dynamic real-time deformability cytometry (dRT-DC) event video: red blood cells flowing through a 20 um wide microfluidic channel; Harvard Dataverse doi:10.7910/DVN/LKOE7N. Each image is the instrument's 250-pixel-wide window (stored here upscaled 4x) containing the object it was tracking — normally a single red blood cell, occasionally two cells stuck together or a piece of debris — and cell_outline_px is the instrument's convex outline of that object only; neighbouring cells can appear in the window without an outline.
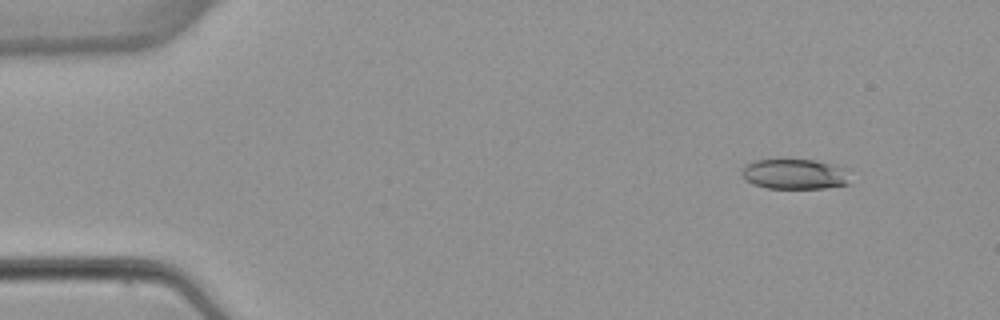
{"species": "common noctule bat (a hibernating species)", "species_latin": "Nyctalus noctula", "temperature_condition": "warm", "stored_images_in_passage": 7, "camera_frame_rate_fps": 3000, "um_per_image_px": 0.085, "animal": {"sex": "female", "body_mass_g": 22.7, "forearm_length_mm": 54.2}, "frame": {"image": 1, "passage_image": 2, "time_ms": 1.667, "image_size_px": [1000, 320], "cell_outline_px": [[848, 184], [824, 188], [768, 188], [752, 184], [740, 172], [744, 164], [756, 160], [816, 160], [848, 168]], "centroid_in_image_um": [67.56, 14.79], "position_along_channel_um": 17.4, "area_um2": 19.07}}
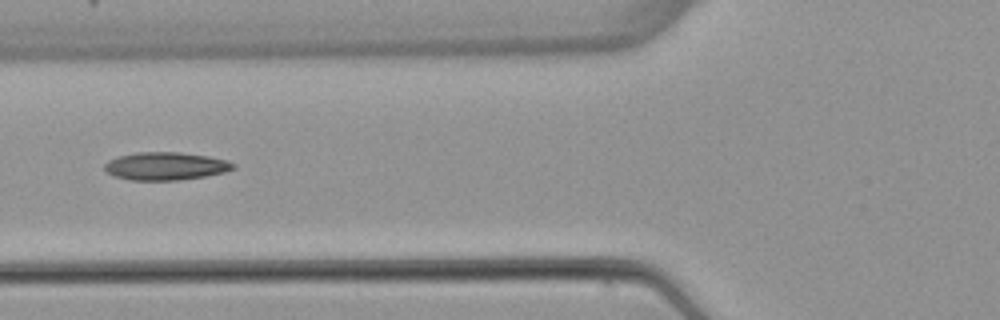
{"frame": {"image": 2, "passage_image": 6, "time_ms": 6.667, "image_size_px": [1000, 320], "cell_outline_px": [[236, 168], [224, 172], [204, 176], [180, 180], [128, 180], [116, 176], [108, 172], [104, 168], [104, 164], [108, 160], [120, 156], [136, 152], [180, 152], [208, 156], [228, 160], [236, 164]], "centroid_in_image_um": [14.11, 14.11], "position_along_channel_um": 111.7, "area_um2": 20.92}}
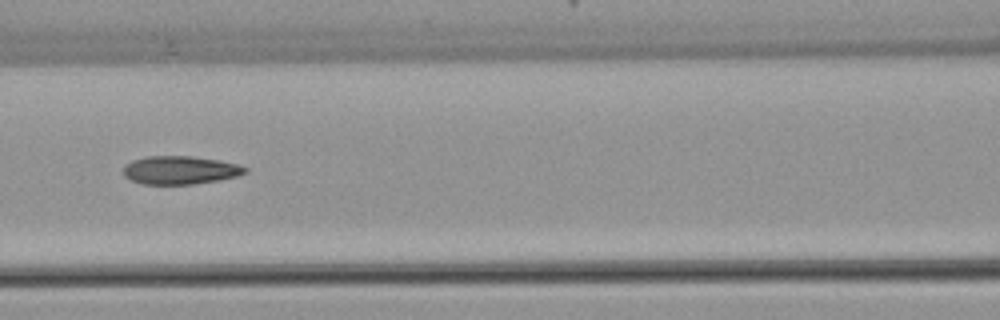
{"frame": {"image": 3, "passage_image": 7, "time_ms": 7.667, "image_size_px": [1000, 320], "cell_outline_px": [[248, 172], [236, 176], [216, 180], [192, 184], [144, 184], [132, 180], [124, 176], [124, 164], [132, 160], [148, 156], [192, 156], [220, 160], [236, 164], [248, 168]], "centroid_in_image_um": [15.3, 14.45], "position_along_channel_um": 151.3, "area_um2": 19.94}}